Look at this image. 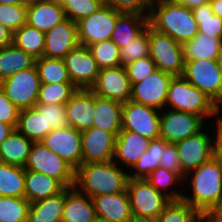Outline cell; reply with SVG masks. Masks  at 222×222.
Returning <instances> with one entry per match:
<instances>
[{
	"instance_id": "1",
	"label": "cell",
	"mask_w": 222,
	"mask_h": 222,
	"mask_svg": "<svg viewBox=\"0 0 222 222\" xmlns=\"http://www.w3.org/2000/svg\"><path fill=\"white\" fill-rule=\"evenodd\" d=\"M183 181H189L192 192L184 193L182 200L207 217L222 200V161L213 157L189 171Z\"/></svg>"
},
{
	"instance_id": "2",
	"label": "cell",
	"mask_w": 222,
	"mask_h": 222,
	"mask_svg": "<svg viewBox=\"0 0 222 222\" xmlns=\"http://www.w3.org/2000/svg\"><path fill=\"white\" fill-rule=\"evenodd\" d=\"M129 179V171L124 170L113 160L104 163H82L75 170L73 187L93 198L125 192Z\"/></svg>"
},
{
	"instance_id": "3",
	"label": "cell",
	"mask_w": 222,
	"mask_h": 222,
	"mask_svg": "<svg viewBox=\"0 0 222 222\" xmlns=\"http://www.w3.org/2000/svg\"><path fill=\"white\" fill-rule=\"evenodd\" d=\"M148 24L181 44L199 32L192 9L174 0H153Z\"/></svg>"
},
{
	"instance_id": "4",
	"label": "cell",
	"mask_w": 222,
	"mask_h": 222,
	"mask_svg": "<svg viewBox=\"0 0 222 222\" xmlns=\"http://www.w3.org/2000/svg\"><path fill=\"white\" fill-rule=\"evenodd\" d=\"M165 108L189 112L204 119L213 118L222 109L203 91L190 84L183 76H174L167 92Z\"/></svg>"
},
{
	"instance_id": "5",
	"label": "cell",
	"mask_w": 222,
	"mask_h": 222,
	"mask_svg": "<svg viewBox=\"0 0 222 222\" xmlns=\"http://www.w3.org/2000/svg\"><path fill=\"white\" fill-rule=\"evenodd\" d=\"M127 194L133 218L156 221L159 214L172 201L157 191L145 178H130Z\"/></svg>"
},
{
	"instance_id": "6",
	"label": "cell",
	"mask_w": 222,
	"mask_h": 222,
	"mask_svg": "<svg viewBox=\"0 0 222 222\" xmlns=\"http://www.w3.org/2000/svg\"><path fill=\"white\" fill-rule=\"evenodd\" d=\"M182 76L222 109V67L218 60H187Z\"/></svg>"
},
{
	"instance_id": "7",
	"label": "cell",
	"mask_w": 222,
	"mask_h": 222,
	"mask_svg": "<svg viewBox=\"0 0 222 222\" xmlns=\"http://www.w3.org/2000/svg\"><path fill=\"white\" fill-rule=\"evenodd\" d=\"M59 180L65 187H73L75 169L41 142H33L24 167Z\"/></svg>"
},
{
	"instance_id": "8",
	"label": "cell",
	"mask_w": 222,
	"mask_h": 222,
	"mask_svg": "<svg viewBox=\"0 0 222 222\" xmlns=\"http://www.w3.org/2000/svg\"><path fill=\"white\" fill-rule=\"evenodd\" d=\"M150 57L157 69L173 76H182L185 61L183 47L169 35L156 31L149 25Z\"/></svg>"
},
{
	"instance_id": "9",
	"label": "cell",
	"mask_w": 222,
	"mask_h": 222,
	"mask_svg": "<svg viewBox=\"0 0 222 222\" xmlns=\"http://www.w3.org/2000/svg\"><path fill=\"white\" fill-rule=\"evenodd\" d=\"M7 98L19 109L35 107L41 86L36 66L16 72L0 82Z\"/></svg>"
},
{
	"instance_id": "10",
	"label": "cell",
	"mask_w": 222,
	"mask_h": 222,
	"mask_svg": "<svg viewBox=\"0 0 222 222\" xmlns=\"http://www.w3.org/2000/svg\"><path fill=\"white\" fill-rule=\"evenodd\" d=\"M119 11L104 4L88 17L77 22L79 45L87 46L109 40L117 22Z\"/></svg>"
},
{
	"instance_id": "11",
	"label": "cell",
	"mask_w": 222,
	"mask_h": 222,
	"mask_svg": "<svg viewBox=\"0 0 222 222\" xmlns=\"http://www.w3.org/2000/svg\"><path fill=\"white\" fill-rule=\"evenodd\" d=\"M206 122L203 117L193 113L165 108L161 110L159 138L175 144L198 134L205 128Z\"/></svg>"
},
{
	"instance_id": "12",
	"label": "cell",
	"mask_w": 222,
	"mask_h": 222,
	"mask_svg": "<svg viewBox=\"0 0 222 222\" xmlns=\"http://www.w3.org/2000/svg\"><path fill=\"white\" fill-rule=\"evenodd\" d=\"M161 111L129 100L123 104L121 130L136 132L150 140L159 138Z\"/></svg>"
},
{
	"instance_id": "13",
	"label": "cell",
	"mask_w": 222,
	"mask_h": 222,
	"mask_svg": "<svg viewBox=\"0 0 222 222\" xmlns=\"http://www.w3.org/2000/svg\"><path fill=\"white\" fill-rule=\"evenodd\" d=\"M173 77L172 74L157 69L142 81L132 84L130 100L160 111L164 110Z\"/></svg>"
},
{
	"instance_id": "14",
	"label": "cell",
	"mask_w": 222,
	"mask_h": 222,
	"mask_svg": "<svg viewBox=\"0 0 222 222\" xmlns=\"http://www.w3.org/2000/svg\"><path fill=\"white\" fill-rule=\"evenodd\" d=\"M205 129L196 135L175 143L181 164V171L185 175L214 157L213 139L211 134H208L211 132Z\"/></svg>"
},
{
	"instance_id": "15",
	"label": "cell",
	"mask_w": 222,
	"mask_h": 222,
	"mask_svg": "<svg viewBox=\"0 0 222 222\" xmlns=\"http://www.w3.org/2000/svg\"><path fill=\"white\" fill-rule=\"evenodd\" d=\"M81 131L68 126L49 132L40 142L75 170L82 164Z\"/></svg>"
},
{
	"instance_id": "16",
	"label": "cell",
	"mask_w": 222,
	"mask_h": 222,
	"mask_svg": "<svg viewBox=\"0 0 222 222\" xmlns=\"http://www.w3.org/2000/svg\"><path fill=\"white\" fill-rule=\"evenodd\" d=\"M64 61L72 84L78 89H91L100 69L89 47L78 45L65 56Z\"/></svg>"
},
{
	"instance_id": "17",
	"label": "cell",
	"mask_w": 222,
	"mask_h": 222,
	"mask_svg": "<svg viewBox=\"0 0 222 222\" xmlns=\"http://www.w3.org/2000/svg\"><path fill=\"white\" fill-rule=\"evenodd\" d=\"M131 87L126 68L119 65L100 69L91 90L100 97L124 104L131 98Z\"/></svg>"
},
{
	"instance_id": "18",
	"label": "cell",
	"mask_w": 222,
	"mask_h": 222,
	"mask_svg": "<svg viewBox=\"0 0 222 222\" xmlns=\"http://www.w3.org/2000/svg\"><path fill=\"white\" fill-rule=\"evenodd\" d=\"M82 163H104L113 160L116 137L108 131L92 127L82 131Z\"/></svg>"
},
{
	"instance_id": "19",
	"label": "cell",
	"mask_w": 222,
	"mask_h": 222,
	"mask_svg": "<svg viewBox=\"0 0 222 222\" xmlns=\"http://www.w3.org/2000/svg\"><path fill=\"white\" fill-rule=\"evenodd\" d=\"M78 45L77 23L66 18L45 33L43 56L64 59Z\"/></svg>"
},
{
	"instance_id": "20",
	"label": "cell",
	"mask_w": 222,
	"mask_h": 222,
	"mask_svg": "<svg viewBox=\"0 0 222 222\" xmlns=\"http://www.w3.org/2000/svg\"><path fill=\"white\" fill-rule=\"evenodd\" d=\"M64 105L69 126L81 132L93 127L95 93L91 89H77Z\"/></svg>"
},
{
	"instance_id": "21",
	"label": "cell",
	"mask_w": 222,
	"mask_h": 222,
	"mask_svg": "<svg viewBox=\"0 0 222 222\" xmlns=\"http://www.w3.org/2000/svg\"><path fill=\"white\" fill-rule=\"evenodd\" d=\"M150 141L136 132L121 130L115 139L113 161L129 171L147 151Z\"/></svg>"
},
{
	"instance_id": "22",
	"label": "cell",
	"mask_w": 222,
	"mask_h": 222,
	"mask_svg": "<svg viewBox=\"0 0 222 222\" xmlns=\"http://www.w3.org/2000/svg\"><path fill=\"white\" fill-rule=\"evenodd\" d=\"M66 19L60 3L50 0H32L27 5V24L46 33Z\"/></svg>"
},
{
	"instance_id": "23",
	"label": "cell",
	"mask_w": 222,
	"mask_h": 222,
	"mask_svg": "<svg viewBox=\"0 0 222 222\" xmlns=\"http://www.w3.org/2000/svg\"><path fill=\"white\" fill-rule=\"evenodd\" d=\"M96 216L111 222H129L133 216L127 191L92 198Z\"/></svg>"
},
{
	"instance_id": "24",
	"label": "cell",
	"mask_w": 222,
	"mask_h": 222,
	"mask_svg": "<svg viewBox=\"0 0 222 222\" xmlns=\"http://www.w3.org/2000/svg\"><path fill=\"white\" fill-rule=\"evenodd\" d=\"M96 217L92 198L74 187L65 188L62 222H93Z\"/></svg>"
},
{
	"instance_id": "25",
	"label": "cell",
	"mask_w": 222,
	"mask_h": 222,
	"mask_svg": "<svg viewBox=\"0 0 222 222\" xmlns=\"http://www.w3.org/2000/svg\"><path fill=\"white\" fill-rule=\"evenodd\" d=\"M65 188L53 177L25 169V198L30 203L55 196Z\"/></svg>"
},
{
	"instance_id": "26",
	"label": "cell",
	"mask_w": 222,
	"mask_h": 222,
	"mask_svg": "<svg viewBox=\"0 0 222 222\" xmlns=\"http://www.w3.org/2000/svg\"><path fill=\"white\" fill-rule=\"evenodd\" d=\"M123 104L95 94L93 127L111 132L115 137L121 131Z\"/></svg>"
},
{
	"instance_id": "27",
	"label": "cell",
	"mask_w": 222,
	"mask_h": 222,
	"mask_svg": "<svg viewBox=\"0 0 222 222\" xmlns=\"http://www.w3.org/2000/svg\"><path fill=\"white\" fill-rule=\"evenodd\" d=\"M32 144L33 141L14 129L0 145V162L25 167Z\"/></svg>"
},
{
	"instance_id": "28",
	"label": "cell",
	"mask_w": 222,
	"mask_h": 222,
	"mask_svg": "<svg viewBox=\"0 0 222 222\" xmlns=\"http://www.w3.org/2000/svg\"><path fill=\"white\" fill-rule=\"evenodd\" d=\"M148 16L134 12H119L111 40L119 48L133 41L135 36L148 25Z\"/></svg>"
},
{
	"instance_id": "29",
	"label": "cell",
	"mask_w": 222,
	"mask_h": 222,
	"mask_svg": "<svg viewBox=\"0 0 222 222\" xmlns=\"http://www.w3.org/2000/svg\"><path fill=\"white\" fill-rule=\"evenodd\" d=\"M221 46V38L198 32L193 39L182 44L183 59L184 61L195 59L218 60Z\"/></svg>"
},
{
	"instance_id": "30",
	"label": "cell",
	"mask_w": 222,
	"mask_h": 222,
	"mask_svg": "<svg viewBox=\"0 0 222 222\" xmlns=\"http://www.w3.org/2000/svg\"><path fill=\"white\" fill-rule=\"evenodd\" d=\"M65 189L55 196L30 204L27 222H62Z\"/></svg>"
},
{
	"instance_id": "31",
	"label": "cell",
	"mask_w": 222,
	"mask_h": 222,
	"mask_svg": "<svg viewBox=\"0 0 222 222\" xmlns=\"http://www.w3.org/2000/svg\"><path fill=\"white\" fill-rule=\"evenodd\" d=\"M35 65V59L14 43L0 48V82Z\"/></svg>"
},
{
	"instance_id": "32",
	"label": "cell",
	"mask_w": 222,
	"mask_h": 222,
	"mask_svg": "<svg viewBox=\"0 0 222 222\" xmlns=\"http://www.w3.org/2000/svg\"><path fill=\"white\" fill-rule=\"evenodd\" d=\"M0 196L25 198V168L0 162Z\"/></svg>"
},
{
	"instance_id": "33",
	"label": "cell",
	"mask_w": 222,
	"mask_h": 222,
	"mask_svg": "<svg viewBox=\"0 0 222 222\" xmlns=\"http://www.w3.org/2000/svg\"><path fill=\"white\" fill-rule=\"evenodd\" d=\"M16 129L27 139L40 142L46 136L44 112H39L35 107L20 110Z\"/></svg>"
},
{
	"instance_id": "34",
	"label": "cell",
	"mask_w": 222,
	"mask_h": 222,
	"mask_svg": "<svg viewBox=\"0 0 222 222\" xmlns=\"http://www.w3.org/2000/svg\"><path fill=\"white\" fill-rule=\"evenodd\" d=\"M157 191L164 193L171 200H181L184 194L182 189L179 192L177 187H182L184 179L176 172H172L163 167H157L145 178ZM181 184V186H180ZM175 185V186H174ZM177 185V186H176ZM171 187H174L171 189Z\"/></svg>"
},
{
	"instance_id": "35",
	"label": "cell",
	"mask_w": 222,
	"mask_h": 222,
	"mask_svg": "<svg viewBox=\"0 0 222 222\" xmlns=\"http://www.w3.org/2000/svg\"><path fill=\"white\" fill-rule=\"evenodd\" d=\"M13 43L34 59L43 57L45 33L28 24L13 33Z\"/></svg>"
},
{
	"instance_id": "36",
	"label": "cell",
	"mask_w": 222,
	"mask_h": 222,
	"mask_svg": "<svg viewBox=\"0 0 222 222\" xmlns=\"http://www.w3.org/2000/svg\"><path fill=\"white\" fill-rule=\"evenodd\" d=\"M168 144L167 141L161 138L151 140L147 151L141 155L137 163L130 170L129 178H146L152 171L159 167L163 149Z\"/></svg>"
},
{
	"instance_id": "37",
	"label": "cell",
	"mask_w": 222,
	"mask_h": 222,
	"mask_svg": "<svg viewBox=\"0 0 222 222\" xmlns=\"http://www.w3.org/2000/svg\"><path fill=\"white\" fill-rule=\"evenodd\" d=\"M156 222H206V217L181 199L172 200L159 214Z\"/></svg>"
},
{
	"instance_id": "38",
	"label": "cell",
	"mask_w": 222,
	"mask_h": 222,
	"mask_svg": "<svg viewBox=\"0 0 222 222\" xmlns=\"http://www.w3.org/2000/svg\"><path fill=\"white\" fill-rule=\"evenodd\" d=\"M41 83H72L64 59L41 57L35 59Z\"/></svg>"
},
{
	"instance_id": "39",
	"label": "cell",
	"mask_w": 222,
	"mask_h": 222,
	"mask_svg": "<svg viewBox=\"0 0 222 222\" xmlns=\"http://www.w3.org/2000/svg\"><path fill=\"white\" fill-rule=\"evenodd\" d=\"M121 66L150 55L149 24L128 44L120 48Z\"/></svg>"
},
{
	"instance_id": "40",
	"label": "cell",
	"mask_w": 222,
	"mask_h": 222,
	"mask_svg": "<svg viewBox=\"0 0 222 222\" xmlns=\"http://www.w3.org/2000/svg\"><path fill=\"white\" fill-rule=\"evenodd\" d=\"M30 204L26 198L0 196V222H27Z\"/></svg>"
},
{
	"instance_id": "41",
	"label": "cell",
	"mask_w": 222,
	"mask_h": 222,
	"mask_svg": "<svg viewBox=\"0 0 222 222\" xmlns=\"http://www.w3.org/2000/svg\"><path fill=\"white\" fill-rule=\"evenodd\" d=\"M77 89L72 83H41L36 104H65Z\"/></svg>"
},
{
	"instance_id": "42",
	"label": "cell",
	"mask_w": 222,
	"mask_h": 222,
	"mask_svg": "<svg viewBox=\"0 0 222 222\" xmlns=\"http://www.w3.org/2000/svg\"><path fill=\"white\" fill-rule=\"evenodd\" d=\"M194 19L198 24V31L208 36L222 39V19L213 14L210 3L192 9Z\"/></svg>"
},
{
	"instance_id": "43",
	"label": "cell",
	"mask_w": 222,
	"mask_h": 222,
	"mask_svg": "<svg viewBox=\"0 0 222 222\" xmlns=\"http://www.w3.org/2000/svg\"><path fill=\"white\" fill-rule=\"evenodd\" d=\"M99 69L119 66L120 48L111 39L89 46Z\"/></svg>"
},
{
	"instance_id": "44",
	"label": "cell",
	"mask_w": 222,
	"mask_h": 222,
	"mask_svg": "<svg viewBox=\"0 0 222 222\" xmlns=\"http://www.w3.org/2000/svg\"><path fill=\"white\" fill-rule=\"evenodd\" d=\"M104 4L102 0H64L61 3L66 18L75 23L90 16Z\"/></svg>"
},
{
	"instance_id": "45",
	"label": "cell",
	"mask_w": 222,
	"mask_h": 222,
	"mask_svg": "<svg viewBox=\"0 0 222 222\" xmlns=\"http://www.w3.org/2000/svg\"><path fill=\"white\" fill-rule=\"evenodd\" d=\"M39 112H44L46 120V135L55 129L69 126L64 104H36Z\"/></svg>"
},
{
	"instance_id": "46",
	"label": "cell",
	"mask_w": 222,
	"mask_h": 222,
	"mask_svg": "<svg viewBox=\"0 0 222 222\" xmlns=\"http://www.w3.org/2000/svg\"><path fill=\"white\" fill-rule=\"evenodd\" d=\"M0 23L14 33L27 24V6L0 4Z\"/></svg>"
},
{
	"instance_id": "47",
	"label": "cell",
	"mask_w": 222,
	"mask_h": 222,
	"mask_svg": "<svg viewBox=\"0 0 222 222\" xmlns=\"http://www.w3.org/2000/svg\"><path fill=\"white\" fill-rule=\"evenodd\" d=\"M125 68L131 85L142 81L157 70L156 64L150 56L135 60Z\"/></svg>"
},
{
	"instance_id": "48",
	"label": "cell",
	"mask_w": 222,
	"mask_h": 222,
	"mask_svg": "<svg viewBox=\"0 0 222 222\" xmlns=\"http://www.w3.org/2000/svg\"><path fill=\"white\" fill-rule=\"evenodd\" d=\"M153 0H107L105 4L119 12H134L149 15Z\"/></svg>"
},
{
	"instance_id": "49",
	"label": "cell",
	"mask_w": 222,
	"mask_h": 222,
	"mask_svg": "<svg viewBox=\"0 0 222 222\" xmlns=\"http://www.w3.org/2000/svg\"><path fill=\"white\" fill-rule=\"evenodd\" d=\"M19 111L20 110L7 98L0 86V122L10 124L16 129Z\"/></svg>"
},
{
	"instance_id": "50",
	"label": "cell",
	"mask_w": 222,
	"mask_h": 222,
	"mask_svg": "<svg viewBox=\"0 0 222 222\" xmlns=\"http://www.w3.org/2000/svg\"><path fill=\"white\" fill-rule=\"evenodd\" d=\"M160 167L178 173L183 179L185 174L181 171V164L177 153L176 145L169 143L164 149L160 161Z\"/></svg>"
},
{
	"instance_id": "51",
	"label": "cell",
	"mask_w": 222,
	"mask_h": 222,
	"mask_svg": "<svg viewBox=\"0 0 222 222\" xmlns=\"http://www.w3.org/2000/svg\"><path fill=\"white\" fill-rule=\"evenodd\" d=\"M221 112L218 113V117L215 116V119L217 118V120H215L214 122H216L215 125V132H212V134H216L214 135V137H212L213 139V156L216 159H219L222 161V115Z\"/></svg>"
},
{
	"instance_id": "52",
	"label": "cell",
	"mask_w": 222,
	"mask_h": 222,
	"mask_svg": "<svg viewBox=\"0 0 222 222\" xmlns=\"http://www.w3.org/2000/svg\"><path fill=\"white\" fill-rule=\"evenodd\" d=\"M13 43V32L0 23V48Z\"/></svg>"
},
{
	"instance_id": "53",
	"label": "cell",
	"mask_w": 222,
	"mask_h": 222,
	"mask_svg": "<svg viewBox=\"0 0 222 222\" xmlns=\"http://www.w3.org/2000/svg\"><path fill=\"white\" fill-rule=\"evenodd\" d=\"M206 222H222V200L206 217Z\"/></svg>"
},
{
	"instance_id": "54",
	"label": "cell",
	"mask_w": 222,
	"mask_h": 222,
	"mask_svg": "<svg viewBox=\"0 0 222 222\" xmlns=\"http://www.w3.org/2000/svg\"><path fill=\"white\" fill-rule=\"evenodd\" d=\"M176 2L182 3L189 9H194L200 5H204L209 2V0H174Z\"/></svg>"
},
{
	"instance_id": "55",
	"label": "cell",
	"mask_w": 222,
	"mask_h": 222,
	"mask_svg": "<svg viewBox=\"0 0 222 222\" xmlns=\"http://www.w3.org/2000/svg\"><path fill=\"white\" fill-rule=\"evenodd\" d=\"M14 128L10 124L0 122V145L10 135Z\"/></svg>"
},
{
	"instance_id": "56",
	"label": "cell",
	"mask_w": 222,
	"mask_h": 222,
	"mask_svg": "<svg viewBox=\"0 0 222 222\" xmlns=\"http://www.w3.org/2000/svg\"><path fill=\"white\" fill-rule=\"evenodd\" d=\"M209 3L212 7L213 14L222 19V0H209Z\"/></svg>"
},
{
	"instance_id": "57",
	"label": "cell",
	"mask_w": 222,
	"mask_h": 222,
	"mask_svg": "<svg viewBox=\"0 0 222 222\" xmlns=\"http://www.w3.org/2000/svg\"><path fill=\"white\" fill-rule=\"evenodd\" d=\"M32 0H0V4L27 6Z\"/></svg>"
},
{
	"instance_id": "58",
	"label": "cell",
	"mask_w": 222,
	"mask_h": 222,
	"mask_svg": "<svg viewBox=\"0 0 222 222\" xmlns=\"http://www.w3.org/2000/svg\"><path fill=\"white\" fill-rule=\"evenodd\" d=\"M129 222H156V221L132 218Z\"/></svg>"
},
{
	"instance_id": "59",
	"label": "cell",
	"mask_w": 222,
	"mask_h": 222,
	"mask_svg": "<svg viewBox=\"0 0 222 222\" xmlns=\"http://www.w3.org/2000/svg\"><path fill=\"white\" fill-rule=\"evenodd\" d=\"M93 222H111V221L108 219H104V218L96 216Z\"/></svg>"
},
{
	"instance_id": "60",
	"label": "cell",
	"mask_w": 222,
	"mask_h": 222,
	"mask_svg": "<svg viewBox=\"0 0 222 222\" xmlns=\"http://www.w3.org/2000/svg\"><path fill=\"white\" fill-rule=\"evenodd\" d=\"M218 61H219L220 66L222 67V46H221V50H220V53H219Z\"/></svg>"
},
{
	"instance_id": "61",
	"label": "cell",
	"mask_w": 222,
	"mask_h": 222,
	"mask_svg": "<svg viewBox=\"0 0 222 222\" xmlns=\"http://www.w3.org/2000/svg\"><path fill=\"white\" fill-rule=\"evenodd\" d=\"M50 1H54L55 3H62L64 0H50Z\"/></svg>"
}]
</instances>
